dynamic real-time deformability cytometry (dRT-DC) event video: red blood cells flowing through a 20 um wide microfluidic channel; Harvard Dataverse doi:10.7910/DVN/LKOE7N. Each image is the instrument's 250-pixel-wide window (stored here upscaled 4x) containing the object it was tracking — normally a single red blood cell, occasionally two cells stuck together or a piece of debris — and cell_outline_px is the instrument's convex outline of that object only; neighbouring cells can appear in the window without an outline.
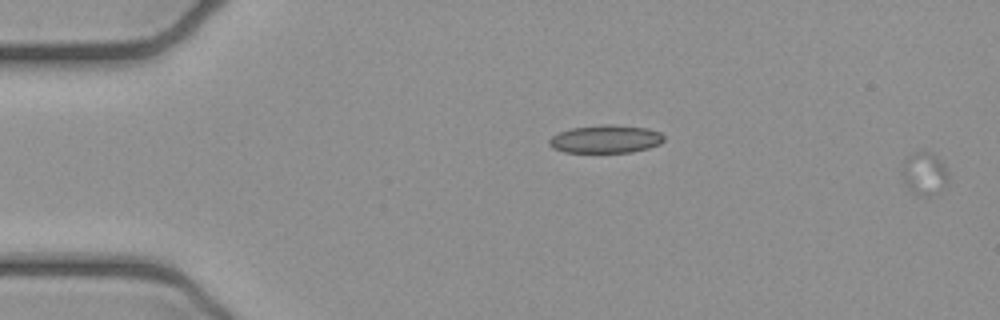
{"species": "common noctule bat (a hibernating species)", "species_latin": "Nyctalus noctula", "temperature_condition": "cold", "stored_images_in_passage": 3, "segment_of_instrument_passage": [2, 2], "camera_frame_rate_fps": 3000, "um_per_image_px": 0.085, "animal": {"sex": "female", "body_mass_g": 21.9}, "frame": {"image": 1, "passage_image": 3, "time_ms": 0.667, "image_size_px": [1000, 320], "cell_outline_px": [[948, 184], [944, 188], [928, 196], [916, 196], [904, 184], [900, 172], [900, 168], [904, 160], [908, 156], [916, 152], [928, 152], [936, 156], [948, 168]], "centroid_in_image_um": [78.55, 14.78], "position_along_channel_um": 6.5, "area_um2": 11.85}}